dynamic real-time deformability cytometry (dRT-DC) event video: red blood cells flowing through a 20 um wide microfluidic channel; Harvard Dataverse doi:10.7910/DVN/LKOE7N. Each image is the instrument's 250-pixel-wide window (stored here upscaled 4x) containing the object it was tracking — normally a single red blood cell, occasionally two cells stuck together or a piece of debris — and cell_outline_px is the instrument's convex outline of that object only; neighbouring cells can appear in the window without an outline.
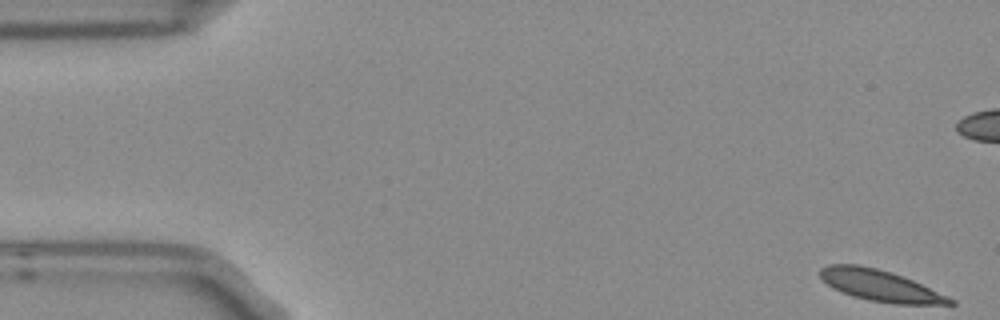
{"species": "Egyptian fruit bat (a non-hibernating species)", "species_latin": "Rousettus aegyptiacus", "temperature_condition": "room temperature", "stored_images_in_passage": 5, "camera_frame_rate_fps": 3000, "um_per_image_px": 0.085, "frame": {"image": 1, "passage_image": 1, "time_ms": 0.0, "image_size_px": [1000, 320], "cell_outline_px": [[956, 304], [896, 304], [868, 300], [852, 296], [840, 292], [832, 288], [820, 276], [820, 268], [828, 264], [860, 264], [876, 268], [912, 280], [948, 296], [956, 300]], "centroid_in_image_um": [74.79, 24.28], "position_along_channel_um": 10.2, "area_um2": 23.47}}